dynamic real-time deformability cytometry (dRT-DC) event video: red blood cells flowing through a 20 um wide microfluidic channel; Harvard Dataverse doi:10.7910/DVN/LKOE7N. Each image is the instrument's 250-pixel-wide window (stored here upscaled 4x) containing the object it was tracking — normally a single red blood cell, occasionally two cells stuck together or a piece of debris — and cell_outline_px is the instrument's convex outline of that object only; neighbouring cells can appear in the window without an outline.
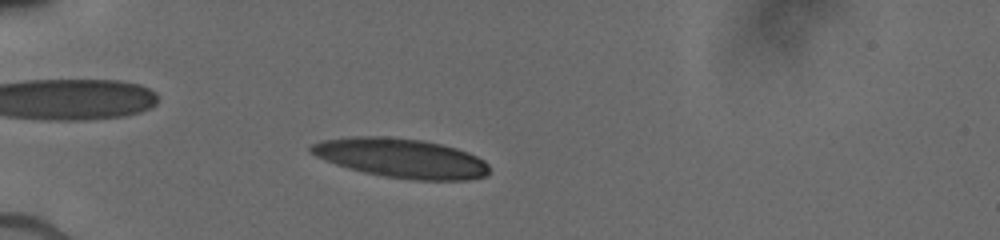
{"species": "human", "species_latin": "Homo sapiens", "temperature_condition": "cold", "stored_images_in_passage": 10, "camera_frame_rate_fps": 3000, "um_per_image_px": 0.085, "donor": {"sex": "male"}, "frame": {"image": 1, "passage_image": 9, "time_ms": 2.667, "image_size_px": [1000, 240], "cell_outline_px": [[488, 172], [484, 176], [468, 180], [412, 180], [384, 176], [364, 172], [348, 168], [324, 160], [308, 152], [308, 148], [312, 144], [320, 140], [352, 136], [388, 136], [420, 140], [440, 144], [456, 148], [468, 152], [484, 160], [488, 164]], "centroid_in_image_um": [34.06, 13.43], "position_along_channel_um": 50.9, "area_um2": 40.98}}